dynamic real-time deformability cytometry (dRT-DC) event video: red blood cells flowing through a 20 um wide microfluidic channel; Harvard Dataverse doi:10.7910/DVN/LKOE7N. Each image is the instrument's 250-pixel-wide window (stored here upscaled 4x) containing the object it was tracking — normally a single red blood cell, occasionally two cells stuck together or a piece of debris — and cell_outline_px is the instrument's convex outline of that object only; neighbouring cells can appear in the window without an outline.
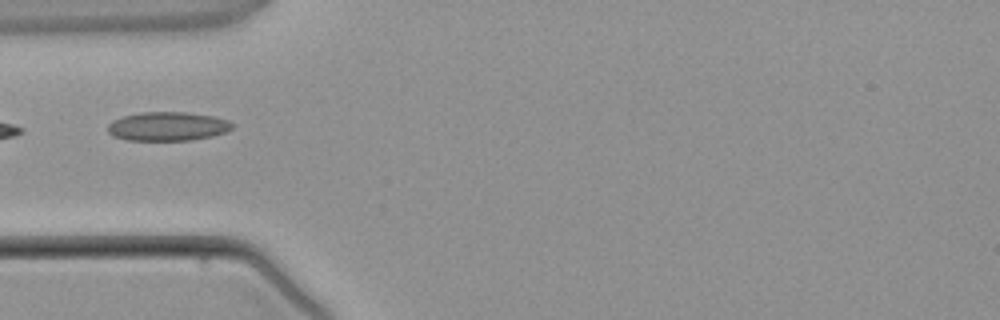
{"species": "common noctule bat (a hibernating species)", "species_latin": "Nyctalus noctula", "temperature_condition": "warm", "stored_images_in_passage": 1, "camera_frame_rate_fps": 3000, "um_per_image_px": 0.085, "animal": {"sex": "male", "body_mass_g": 21.5, "forearm_length_mm": 52.0}, "frame": {"image": 1, "passage_image": 1, "time_ms": 0.0, "image_size_px": [1000, 320], "cell_outline_px": [[232, 128], [224, 132], [212, 136], [192, 140], [128, 140], [112, 136], [108, 132], [108, 124], [112, 120], [124, 116], [140, 112], [188, 112], [212, 116], [228, 120], [232, 124]], "centroid_in_image_um": [14.22, 10.74], "position_along_channel_um": 70.8, "area_um2": 20.92}}